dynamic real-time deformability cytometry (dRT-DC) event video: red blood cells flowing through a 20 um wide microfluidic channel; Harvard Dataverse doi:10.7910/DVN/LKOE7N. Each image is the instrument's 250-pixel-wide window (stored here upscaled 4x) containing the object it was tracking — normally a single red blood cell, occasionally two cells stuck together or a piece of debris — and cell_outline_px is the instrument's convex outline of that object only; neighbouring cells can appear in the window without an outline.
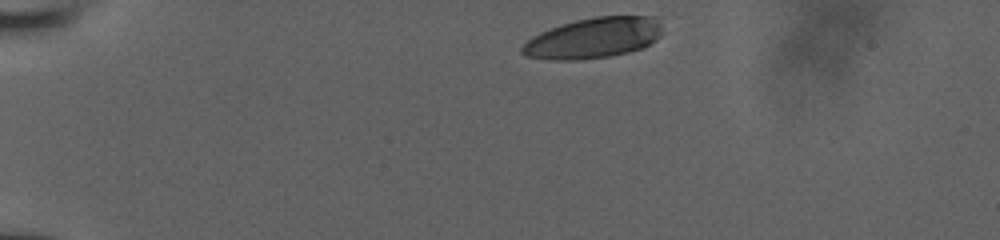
{"species": "human", "species_latin": "Homo sapiens", "temperature_condition": "room temperature", "stored_images_in_passage": 16, "camera_frame_rate_fps": 3000, "um_per_image_px": 0.085, "donor": {"sex": "male"}, "frame": {"image": 1, "passage_image": 1, "time_ms": 0.0, "image_size_px": [1000, 240], "cell_outline_px": [[660, 36], [656, 40], [644, 48], [628, 52], [608, 56], [580, 60], [548, 60], [528, 56], [520, 52], [520, 48], [532, 36], [540, 32], [560, 24], [576, 20], [596, 16], [656, 16], [660, 24]], "centroid_in_image_um": [50.44, 3.23], "position_along_channel_um": 34.6, "area_um2": 33.29}}
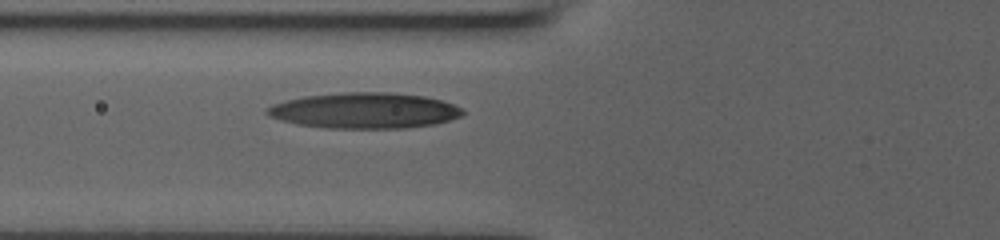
{"frame": {"image": 2, "passage_image": 13, "time_ms": 3.667, "image_size_px": [1000, 240], "cell_outline_px": [[464, 112], [460, 116], [436, 124], [404, 128], [324, 128], [296, 124], [280, 120], [268, 116], [264, 112], [264, 108], [272, 104], [304, 96], [340, 92], [392, 92], [424, 96], [440, 100], [464, 108]], "centroid_in_image_um": [30.94, 9.39], "position_along_channel_um": 94.9, "area_um2": 40.98}}
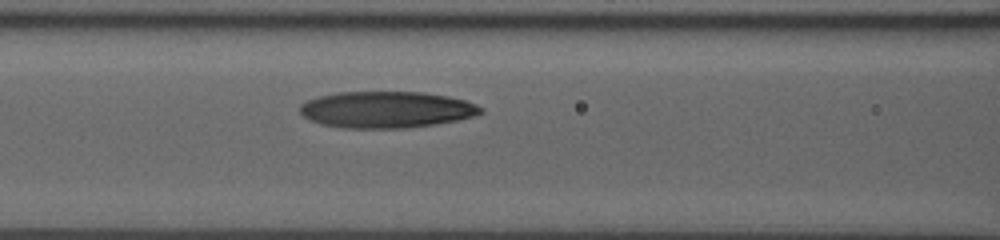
{"frame": {"image": 3, "passage_image": 16, "time_ms": 4.667, "image_size_px": [1000, 240], "cell_outline_px": [[484, 112], [476, 116], [436, 124], [408, 128], [344, 128], [324, 124], [312, 120], [304, 116], [300, 112], [300, 104], [308, 100], [320, 96], [336, 92], [424, 92], [448, 96], [464, 100], [476, 104], [484, 108]], "centroid_in_image_um": [32.89, 9.31], "position_along_channel_um": 133.7, "area_um2": 38.49}}